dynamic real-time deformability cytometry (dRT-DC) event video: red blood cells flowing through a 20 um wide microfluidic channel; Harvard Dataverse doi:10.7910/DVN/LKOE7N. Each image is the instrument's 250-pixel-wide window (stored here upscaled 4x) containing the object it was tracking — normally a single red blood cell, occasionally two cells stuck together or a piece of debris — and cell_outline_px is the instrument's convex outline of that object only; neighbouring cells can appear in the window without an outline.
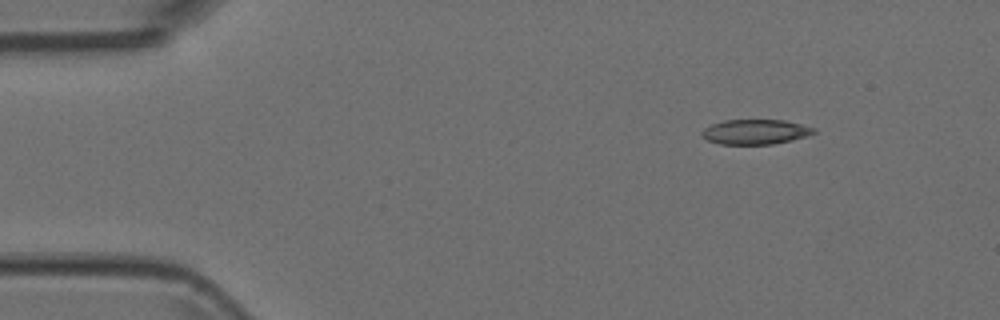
{"species": "Egyptian fruit bat (a non-hibernating species)", "species_latin": "Rousettus aegyptiacus", "temperature_condition": "room temperature", "stored_images_in_passage": 3, "camera_frame_rate_fps": 3000, "um_per_image_px": 0.085, "animal": {"sex": "female"}, "frame": {"image": 1, "passage_image": 1, "time_ms": 0.0, "image_size_px": [1000, 320], "cell_outline_px": [[816, 132], [808, 136], [792, 140], [772, 144], [720, 144], [708, 140], [700, 136], [700, 132], [704, 128], [712, 124], [724, 120], [784, 120], [816, 128]], "centroid_in_image_um": [64.2, 11.21], "position_along_channel_um": 20.8, "area_um2": 16.3}}